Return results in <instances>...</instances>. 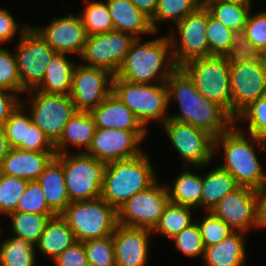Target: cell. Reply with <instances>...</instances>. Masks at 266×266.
Segmentation results:
<instances>
[{"label":"cell","instance_id":"1","mask_svg":"<svg viewBox=\"0 0 266 266\" xmlns=\"http://www.w3.org/2000/svg\"><path fill=\"white\" fill-rule=\"evenodd\" d=\"M168 100L178 102L180 113L169 115L170 120L191 124L212 136L219 137L228 131L235 119L220 105L202 96L193 79L177 67L166 80Z\"/></svg>","mask_w":266,"mask_h":266},{"label":"cell","instance_id":"2","mask_svg":"<svg viewBox=\"0 0 266 266\" xmlns=\"http://www.w3.org/2000/svg\"><path fill=\"white\" fill-rule=\"evenodd\" d=\"M141 41L136 38L132 42L116 76L140 84L166 83L177 68L168 35Z\"/></svg>","mask_w":266,"mask_h":266},{"label":"cell","instance_id":"3","mask_svg":"<svg viewBox=\"0 0 266 266\" xmlns=\"http://www.w3.org/2000/svg\"><path fill=\"white\" fill-rule=\"evenodd\" d=\"M244 133L234 124L228 131L215 138V152L221 145L226 161L219 166L229 172L239 186L256 190L266 184V170H263L253 145L255 142L264 151L265 145L264 141L251 134L247 137ZM249 140H252L253 144Z\"/></svg>","mask_w":266,"mask_h":266},{"label":"cell","instance_id":"4","mask_svg":"<svg viewBox=\"0 0 266 266\" xmlns=\"http://www.w3.org/2000/svg\"><path fill=\"white\" fill-rule=\"evenodd\" d=\"M157 180L145 152L132 159L114 161L106 165L101 198L117 211L133 195L148 189Z\"/></svg>","mask_w":266,"mask_h":266},{"label":"cell","instance_id":"5","mask_svg":"<svg viewBox=\"0 0 266 266\" xmlns=\"http://www.w3.org/2000/svg\"><path fill=\"white\" fill-rule=\"evenodd\" d=\"M112 93L124 103L146 127L149 122L162 125L168 118V88L166 83L140 84L113 77Z\"/></svg>","mask_w":266,"mask_h":266},{"label":"cell","instance_id":"6","mask_svg":"<svg viewBox=\"0 0 266 266\" xmlns=\"http://www.w3.org/2000/svg\"><path fill=\"white\" fill-rule=\"evenodd\" d=\"M61 216L80 242L108 237L117 225V211L101 197L70 202Z\"/></svg>","mask_w":266,"mask_h":266},{"label":"cell","instance_id":"7","mask_svg":"<svg viewBox=\"0 0 266 266\" xmlns=\"http://www.w3.org/2000/svg\"><path fill=\"white\" fill-rule=\"evenodd\" d=\"M193 79L196 90L231 115L230 66L223 56L196 58L181 66Z\"/></svg>","mask_w":266,"mask_h":266},{"label":"cell","instance_id":"8","mask_svg":"<svg viewBox=\"0 0 266 266\" xmlns=\"http://www.w3.org/2000/svg\"><path fill=\"white\" fill-rule=\"evenodd\" d=\"M106 163L85 152L63 154V170L70 202L101 197Z\"/></svg>","mask_w":266,"mask_h":266},{"label":"cell","instance_id":"9","mask_svg":"<svg viewBox=\"0 0 266 266\" xmlns=\"http://www.w3.org/2000/svg\"><path fill=\"white\" fill-rule=\"evenodd\" d=\"M19 30L20 39L14 54L22 88L28 93L42 82L46 68L57 52L32 26L23 24Z\"/></svg>","mask_w":266,"mask_h":266},{"label":"cell","instance_id":"10","mask_svg":"<svg viewBox=\"0 0 266 266\" xmlns=\"http://www.w3.org/2000/svg\"><path fill=\"white\" fill-rule=\"evenodd\" d=\"M172 147L187 164L204 168L212 162L215 153V137L188 123L167 119L163 124Z\"/></svg>","mask_w":266,"mask_h":266},{"label":"cell","instance_id":"11","mask_svg":"<svg viewBox=\"0 0 266 266\" xmlns=\"http://www.w3.org/2000/svg\"><path fill=\"white\" fill-rule=\"evenodd\" d=\"M29 94L34 92V97L29 101L30 117L55 145L63 133V129L72 115L76 112L70 95L48 94L34 89L28 90Z\"/></svg>","mask_w":266,"mask_h":266},{"label":"cell","instance_id":"12","mask_svg":"<svg viewBox=\"0 0 266 266\" xmlns=\"http://www.w3.org/2000/svg\"><path fill=\"white\" fill-rule=\"evenodd\" d=\"M158 181L133 195L117 210V224L149 230L155 228L170 201L166 186Z\"/></svg>","mask_w":266,"mask_h":266},{"label":"cell","instance_id":"13","mask_svg":"<svg viewBox=\"0 0 266 266\" xmlns=\"http://www.w3.org/2000/svg\"><path fill=\"white\" fill-rule=\"evenodd\" d=\"M175 26L177 34L171 31L168 37L171 42L173 60L177 67L183 66L190 60L208 56L207 9L205 7H199Z\"/></svg>","mask_w":266,"mask_h":266},{"label":"cell","instance_id":"14","mask_svg":"<svg viewBox=\"0 0 266 266\" xmlns=\"http://www.w3.org/2000/svg\"><path fill=\"white\" fill-rule=\"evenodd\" d=\"M134 40L132 35L115 30L88 35L80 56L83 61H86L82 64L105 69L115 76Z\"/></svg>","mask_w":266,"mask_h":266},{"label":"cell","instance_id":"15","mask_svg":"<svg viewBox=\"0 0 266 266\" xmlns=\"http://www.w3.org/2000/svg\"><path fill=\"white\" fill-rule=\"evenodd\" d=\"M148 131H126L116 128H97L91 147L86 152L106 164L135 158L145 151L140 143Z\"/></svg>","mask_w":266,"mask_h":266},{"label":"cell","instance_id":"16","mask_svg":"<svg viewBox=\"0 0 266 266\" xmlns=\"http://www.w3.org/2000/svg\"><path fill=\"white\" fill-rule=\"evenodd\" d=\"M114 75L101 68L77 64L70 98L76 111L90 112L112 93Z\"/></svg>","mask_w":266,"mask_h":266},{"label":"cell","instance_id":"17","mask_svg":"<svg viewBox=\"0 0 266 266\" xmlns=\"http://www.w3.org/2000/svg\"><path fill=\"white\" fill-rule=\"evenodd\" d=\"M231 116L235 117L251 102L266 96V58L230 66Z\"/></svg>","mask_w":266,"mask_h":266},{"label":"cell","instance_id":"18","mask_svg":"<svg viewBox=\"0 0 266 266\" xmlns=\"http://www.w3.org/2000/svg\"><path fill=\"white\" fill-rule=\"evenodd\" d=\"M211 212L234 231L248 232L251 228H258L256 190L239 186L225 195Z\"/></svg>","mask_w":266,"mask_h":266},{"label":"cell","instance_id":"19","mask_svg":"<svg viewBox=\"0 0 266 266\" xmlns=\"http://www.w3.org/2000/svg\"><path fill=\"white\" fill-rule=\"evenodd\" d=\"M46 43L57 53L81 56L87 40V33L80 14H68L54 18L45 27H33Z\"/></svg>","mask_w":266,"mask_h":266},{"label":"cell","instance_id":"20","mask_svg":"<svg viewBox=\"0 0 266 266\" xmlns=\"http://www.w3.org/2000/svg\"><path fill=\"white\" fill-rule=\"evenodd\" d=\"M26 107L28 106L24 101L20 100L18 107L3 125L10 147L27 151L55 152L54 145L44 132L24 113L27 111Z\"/></svg>","mask_w":266,"mask_h":266},{"label":"cell","instance_id":"21","mask_svg":"<svg viewBox=\"0 0 266 266\" xmlns=\"http://www.w3.org/2000/svg\"><path fill=\"white\" fill-rule=\"evenodd\" d=\"M152 230L117 224L112 233L116 266H145Z\"/></svg>","mask_w":266,"mask_h":266},{"label":"cell","instance_id":"22","mask_svg":"<svg viewBox=\"0 0 266 266\" xmlns=\"http://www.w3.org/2000/svg\"><path fill=\"white\" fill-rule=\"evenodd\" d=\"M55 156V152L11 148L0 165V173L28 181L38 180L40 174Z\"/></svg>","mask_w":266,"mask_h":266},{"label":"cell","instance_id":"23","mask_svg":"<svg viewBox=\"0 0 266 266\" xmlns=\"http://www.w3.org/2000/svg\"><path fill=\"white\" fill-rule=\"evenodd\" d=\"M97 128H116L126 131H148L132 111L111 93L90 111Z\"/></svg>","mask_w":266,"mask_h":266},{"label":"cell","instance_id":"24","mask_svg":"<svg viewBox=\"0 0 266 266\" xmlns=\"http://www.w3.org/2000/svg\"><path fill=\"white\" fill-rule=\"evenodd\" d=\"M43 190L49 208L61 215L70 204L63 170V154L56 155L37 180Z\"/></svg>","mask_w":266,"mask_h":266},{"label":"cell","instance_id":"25","mask_svg":"<svg viewBox=\"0 0 266 266\" xmlns=\"http://www.w3.org/2000/svg\"><path fill=\"white\" fill-rule=\"evenodd\" d=\"M115 31L132 35L135 39L141 35L156 34L150 18L140 11L130 0H107ZM141 36V37H140Z\"/></svg>","mask_w":266,"mask_h":266},{"label":"cell","instance_id":"26","mask_svg":"<svg viewBox=\"0 0 266 266\" xmlns=\"http://www.w3.org/2000/svg\"><path fill=\"white\" fill-rule=\"evenodd\" d=\"M97 126L90 112L76 111L66 123L59 141L54 145L56 155L68 153L66 147L74 145L84 147L87 152L91 147Z\"/></svg>","mask_w":266,"mask_h":266},{"label":"cell","instance_id":"27","mask_svg":"<svg viewBox=\"0 0 266 266\" xmlns=\"http://www.w3.org/2000/svg\"><path fill=\"white\" fill-rule=\"evenodd\" d=\"M245 232L234 231L218 244L205 248V266H245Z\"/></svg>","mask_w":266,"mask_h":266},{"label":"cell","instance_id":"28","mask_svg":"<svg viewBox=\"0 0 266 266\" xmlns=\"http://www.w3.org/2000/svg\"><path fill=\"white\" fill-rule=\"evenodd\" d=\"M75 242L77 240L67 221L61 215H56L47 222L35 248L53 261Z\"/></svg>","mask_w":266,"mask_h":266},{"label":"cell","instance_id":"29","mask_svg":"<svg viewBox=\"0 0 266 266\" xmlns=\"http://www.w3.org/2000/svg\"><path fill=\"white\" fill-rule=\"evenodd\" d=\"M66 53H56L46 68L42 82L34 89L48 94L70 95L73 72L77 64L66 57Z\"/></svg>","mask_w":266,"mask_h":266},{"label":"cell","instance_id":"30","mask_svg":"<svg viewBox=\"0 0 266 266\" xmlns=\"http://www.w3.org/2000/svg\"><path fill=\"white\" fill-rule=\"evenodd\" d=\"M173 182L171 187L169 184L165 185L170 202L193 209L201 208L202 175L194 174L186 168Z\"/></svg>","mask_w":266,"mask_h":266},{"label":"cell","instance_id":"31","mask_svg":"<svg viewBox=\"0 0 266 266\" xmlns=\"http://www.w3.org/2000/svg\"><path fill=\"white\" fill-rule=\"evenodd\" d=\"M201 208L211 212L218 202L228 193L239 187L234 177L220 166L202 175Z\"/></svg>","mask_w":266,"mask_h":266},{"label":"cell","instance_id":"32","mask_svg":"<svg viewBox=\"0 0 266 266\" xmlns=\"http://www.w3.org/2000/svg\"><path fill=\"white\" fill-rule=\"evenodd\" d=\"M35 251V246L21 237L5 238L0 245V266H35Z\"/></svg>","mask_w":266,"mask_h":266},{"label":"cell","instance_id":"33","mask_svg":"<svg viewBox=\"0 0 266 266\" xmlns=\"http://www.w3.org/2000/svg\"><path fill=\"white\" fill-rule=\"evenodd\" d=\"M7 216L11 219L12 233L32 243L34 246L43 234L47 222L50 218L55 217L18 211H14Z\"/></svg>","mask_w":266,"mask_h":266},{"label":"cell","instance_id":"34","mask_svg":"<svg viewBox=\"0 0 266 266\" xmlns=\"http://www.w3.org/2000/svg\"><path fill=\"white\" fill-rule=\"evenodd\" d=\"M192 210L193 208L169 201L152 232L165 235L167 238L172 239L194 223L192 220Z\"/></svg>","mask_w":266,"mask_h":266},{"label":"cell","instance_id":"35","mask_svg":"<svg viewBox=\"0 0 266 266\" xmlns=\"http://www.w3.org/2000/svg\"><path fill=\"white\" fill-rule=\"evenodd\" d=\"M252 3L212 2L205 7L210 15L233 31L244 30Z\"/></svg>","mask_w":266,"mask_h":266},{"label":"cell","instance_id":"36","mask_svg":"<svg viewBox=\"0 0 266 266\" xmlns=\"http://www.w3.org/2000/svg\"><path fill=\"white\" fill-rule=\"evenodd\" d=\"M198 8L197 0H157L155 13L150 18L152 28L158 32L160 22L178 23Z\"/></svg>","mask_w":266,"mask_h":266},{"label":"cell","instance_id":"37","mask_svg":"<svg viewBox=\"0 0 266 266\" xmlns=\"http://www.w3.org/2000/svg\"><path fill=\"white\" fill-rule=\"evenodd\" d=\"M84 7L80 17L87 35L102 34L114 30L113 19L107 2L93 0Z\"/></svg>","mask_w":266,"mask_h":266},{"label":"cell","instance_id":"38","mask_svg":"<svg viewBox=\"0 0 266 266\" xmlns=\"http://www.w3.org/2000/svg\"><path fill=\"white\" fill-rule=\"evenodd\" d=\"M230 41L231 46L223 55L229 66L265 59V53L247 40L245 30L234 31Z\"/></svg>","mask_w":266,"mask_h":266},{"label":"cell","instance_id":"39","mask_svg":"<svg viewBox=\"0 0 266 266\" xmlns=\"http://www.w3.org/2000/svg\"><path fill=\"white\" fill-rule=\"evenodd\" d=\"M239 121L248 122L246 123L248 134L264 141L266 139V96L258 98L245 107L235 117V124Z\"/></svg>","mask_w":266,"mask_h":266},{"label":"cell","instance_id":"40","mask_svg":"<svg viewBox=\"0 0 266 266\" xmlns=\"http://www.w3.org/2000/svg\"><path fill=\"white\" fill-rule=\"evenodd\" d=\"M27 184L28 180L0 173V214L7 216L16 211Z\"/></svg>","mask_w":266,"mask_h":266},{"label":"cell","instance_id":"41","mask_svg":"<svg viewBox=\"0 0 266 266\" xmlns=\"http://www.w3.org/2000/svg\"><path fill=\"white\" fill-rule=\"evenodd\" d=\"M16 211L56 216L49 208L42 187L37 180L28 181L26 190L18 202Z\"/></svg>","mask_w":266,"mask_h":266},{"label":"cell","instance_id":"42","mask_svg":"<svg viewBox=\"0 0 266 266\" xmlns=\"http://www.w3.org/2000/svg\"><path fill=\"white\" fill-rule=\"evenodd\" d=\"M234 31L213 18L207 10V42L208 56H223L231 46V37Z\"/></svg>","mask_w":266,"mask_h":266},{"label":"cell","instance_id":"43","mask_svg":"<svg viewBox=\"0 0 266 266\" xmlns=\"http://www.w3.org/2000/svg\"><path fill=\"white\" fill-rule=\"evenodd\" d=\"M0 89L9 90L18 96L26 92L21 85L15 54L3 47L0 48Z\"/></svg>","mask_w":266,"mask_h":266},{"label":"cell","instance_id":"44","mask_svg":"<svg viewBox=\"0 0 266 266\" xmlns=\"http://www.w3.org/2000/svg\"><path fill=\"white\" fill-rule=\"evenodd\" d=\"M83 243L89 266H116L112 235Z\"/></svg>","mask_w":266,"mask_h":266},{"label":"cell","instance_id":"45","mask_svg":"<svg viewBox=\"0 0 266 266\" xmlns=\"http://www.w3.org/2000/svg\"><path fill=\"white\" fill-rule=\"evenodd\" d=\"M202 221L197 222L204 247L218 244L227 238L234 230L212 212H205Z\"/></svg>","mask_w":266,"mask_h":266},{"label":"cell","instance_id":"46","mask_svg":"<svg viewBox=\"0 0 266 266\" xmlns=\"http://www.w3.org/2000/svg\"><path fill=\"white\" fill-rule=\"evenodd\" d=\"M171 241H173L177 250L184 256L190 258L198 256H202L203 258L204 256L205 247L197 222H194L189 227L182 230L179 234L174 236Z\"/></svg>","mask_w":266,"mask_h":266},{"label":"cell","instance_id":"47","mask_svg":"<svg viewBox=\"0 0 266 266\" xmlns=\"http://www.w3.org/2000/svg\"><path fill=\"white\" fill-rule=\"evenodd\" d=\"M245 32L247 40L266 53V11L248 15Z\"/></svg>","mask_w":266,"mask_h":266},{"label":"cell","instance_id":"48","mask_svg":"<svg viewBox=\"0 0 266 266\" xmlns=\"http://www.w3.org/2000/svg\"><path fill=\"white\" fill-rule=\"evenodd\" d=\"M54 261L55 266H89L84 243L77 241Z\"/></svg>","mask_w":266,"mask_h":266},{"label":"cell","instance_id":"49","mask_svg":"<svg viewBox=\"0 0 266 266\" xmlns=\"http://www.w3.org/2000/svg\"><path fill=\"white\" fill-rule=\"evenodd\" d=\"M16 19L10 14L7 9L0 8V44H6L13 40V37L18 33L20 28ZM12 39V40H11Z\"/></svg>","mask_w":266,"mask_h":266},{"label":"cell","instance_id":"50","mask_svg":"<svg viewBox=\"0 0 266 266\" xmlns=\"http://www.w3.org/2000/svg\"><path fill=\"white\" fill-rule=\"evenodd\" d=\"M20 100L21 98L17 94L0 89V125H4L11 113L20 104Z\"/></svg>","mask_w":266,"mask_h":266},{"label":"cell","instance_id":"51","mask_svg":"<svg viewBox=\"0 0 266 266\" xmlns=\"http://www.w3.org/2000/svg\"><path fill=\"white\" fill-rule=\"evenodd\" d=\"M257 224L259 228H266V184L256 189Z\"/></svg>","mask_w":266,"mask_h":266},{"label":"cell","instance_id":"52","mask_svg":"<svg viewBox=\"0 0 266 266\" xmlns=\"http://www.w3.org/2000/svg\"><path fill=\"white\" fill-rule=\"evenodd\" d=\"M140 11L151 18L157 7V0H130Z\"/></svg>","mask_w":266,"mask_h":266},{"label":"cell","instance_id":"53","mask_svg":"<svg viewBox=\"0 0 266 266\" xmlns=\"http://www.w3.org/2000/svg\"><path fill=\"white\" fill-rule=\"evenodd\" d=\"M11 147L6 137L5 129L3 125H0V165L3 162V159L9 153Z\"/></svg>","mask_w":266,"mask_h":266},{"label":"cell","instance_id":"54","mask_svg":"<svg viewBox=\"0 0 266 266\" xmlns=\"http://www.w3.org/2000/svg\"><path fill=\"white\" fill-rule=\"evenodd\" d=\"M212 2H217V0H197L199 7H207Z\"/></svg>","mask_w":266,"mask_h":266},{"label":"cell","instance_id":"55","mask_svg":"<svg viewBox=\"0 0 266 266\" xmlns=\"http://www.w3.org/2000/svg\"><path fill=\"white\" fill-rule=\"evenodd\" d=\"M219 2H226V3H252V0H217Z\"/></svg>","mask_w":266,"mask_h":266},{"label":"cell","instance_id":"56","mask_svg":"<svg viewBox=\"0 0 266 266\" xmlns=\"http://www.w3.org/2000/svg\"><path fill=\"white\" fill-rule=\"evenodd\" d=\"M264 145H265V153H266V139L264 140Z\"/></svg>","mask_w":266,"mask_h":266}]
</instances>
